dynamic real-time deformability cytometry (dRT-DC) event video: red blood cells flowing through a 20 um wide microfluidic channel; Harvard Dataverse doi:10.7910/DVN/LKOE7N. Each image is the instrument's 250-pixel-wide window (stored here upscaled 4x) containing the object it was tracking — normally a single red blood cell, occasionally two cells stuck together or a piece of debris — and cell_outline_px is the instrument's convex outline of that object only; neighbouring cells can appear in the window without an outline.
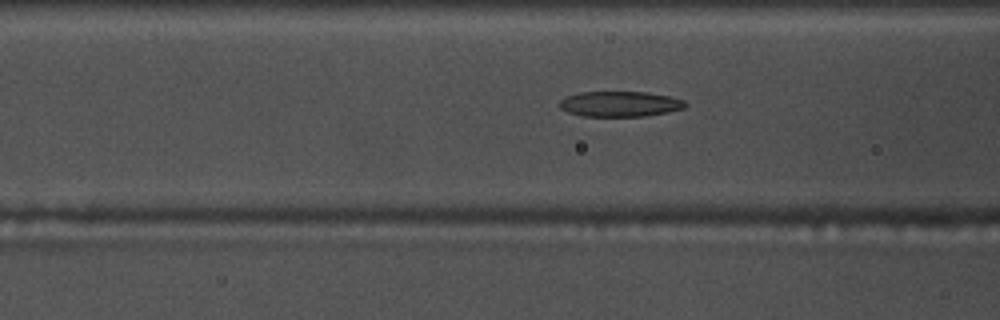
{"species": "common noctule bat (a hibernating species)", "species_latin": "Nyctalus noctula", "temperature_condition": "warm", "stored_images_in_passage": 49, "camera_frame_rate_fps": 3000, "um_per_image_px": 0.085, "animal": {"sex": "male", "body_mass_g": 17.5, "forearm_length_mm": 52.3}, "frame": {"image": 1, "passage_image": 16, "time_ms": 5.0, "image_size_px": [1000, 320], "cell_outline_px": [[684, 108], [668, 112], [648, 116], [580, 116], [568, 112], [560, 108], [560, 100], [568, 96], [580, 92], [644, 92], [668, 96], [684, 100]], "centroid_in_image_um": [52.67, 8.84], "position_along_channel_um": 113.9, "area_um2": 18.44}}
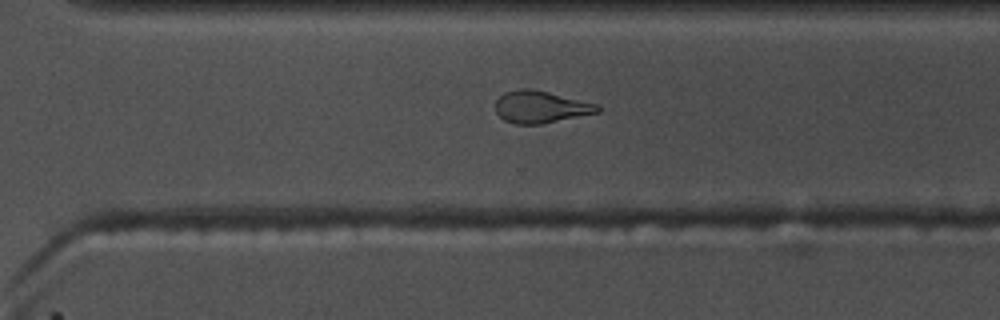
{"frame": {"image": 2, "passage_image": 33, "time_ms": 10.667, "image_size_px": [1000, 320], "cell_outline_px": [[600, 112], [540, 124], [512, 124], [504, 120], [496, 112], [496, 100], [504, 92], [520, 88], [528, 88], [548, 92], [600, 104]], "centroid_in_image_um": [45.96, 9.09], "position_along_channel_um": 324.6, "area_um2": 19.13}}
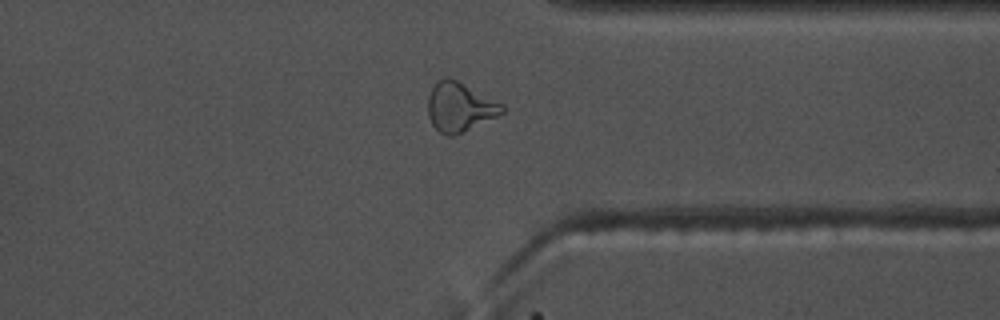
{"frame": {"image": 3, "passage_image": 37, "time_ms": 12.0, "image_size_px": [1000, 320], "cell_outline_px": [[504, 112], [496, 116], [452, 136], [448, 136], [440, 132], [432, 124], [428, 116], [428, 96], [436, 80], [444, 76], [448, 76], [504, 104]], "centroid_in_image_um": [39.04, 9.06], "position_along_channel_um": 372.4, "area_um2": 20.98}, "authors_computed_cell_mechanics": {"area_um2": 19.363, "velocity_mm_per_s": 3.7257, "shape_relaxation_time_tau1_ms": 9.5737, "shape_relaxation_time_tau2_ms": 3.1397, "deformation_change_tau1": 0.2752, "deformation_change_tau2": 0.1254}}